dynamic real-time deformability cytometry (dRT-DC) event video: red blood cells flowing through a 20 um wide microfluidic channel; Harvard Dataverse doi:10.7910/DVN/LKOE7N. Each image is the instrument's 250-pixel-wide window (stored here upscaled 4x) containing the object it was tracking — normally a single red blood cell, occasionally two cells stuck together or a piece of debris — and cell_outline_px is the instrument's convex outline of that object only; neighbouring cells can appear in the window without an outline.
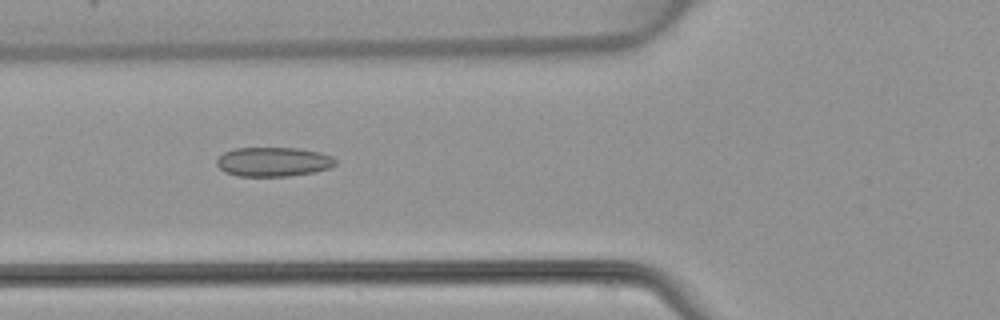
{"species": "common noctule bat (a hibernating species)", "species_latin": "Nyctalus noctula", "temperature_condition": "warm", "stored_images_in_passage": 3, "camera_frame_rate_fps": 3000, "um_per_image_px": 0.085, "animal": {"sex": "female", "body_mass_g": 22.7, "forearm_length_mm": 54.2}, "frame": {"image": 1, "passage_image": 2, "time_ms": 1.0, "image_size_px": [1000, 320], "cell_outline_px": [[336, 164], [328, 168], [316, 172], [288, 176], [240, 176], [224, 172], [216, 164], [216, 160], [224, 152], [232, 148], [296, 148], [320, 152], [332, 156], [336, 160]], "centroid_in_image_um": [23.23, 13.75], "position_along_channel_um": 102.6, "area_um2": 20.35}}
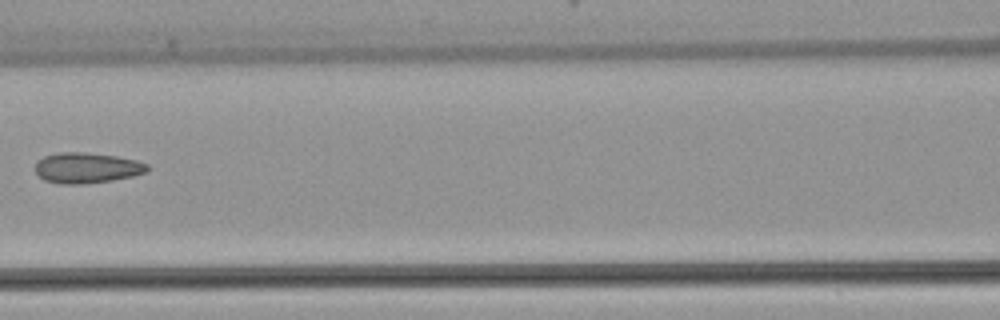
{"frame": {"image": 2, "passage_image": 3, "time_ms": 2.333, "image_size_px": [1000, 320], "cell_outline_px": [[148, 172], [132, 176], [112, 180], [84, 184], [60, 184], [44, 180], [36, 172], [36, 160], [44, 156], [60, 152], [84, 152], [116, 156], [136, 160], [148, 164]], "centroid_in_image_um": [7.37, 14.27], "position_along_channel_um": 159.2, "area_um2": 20.0}}